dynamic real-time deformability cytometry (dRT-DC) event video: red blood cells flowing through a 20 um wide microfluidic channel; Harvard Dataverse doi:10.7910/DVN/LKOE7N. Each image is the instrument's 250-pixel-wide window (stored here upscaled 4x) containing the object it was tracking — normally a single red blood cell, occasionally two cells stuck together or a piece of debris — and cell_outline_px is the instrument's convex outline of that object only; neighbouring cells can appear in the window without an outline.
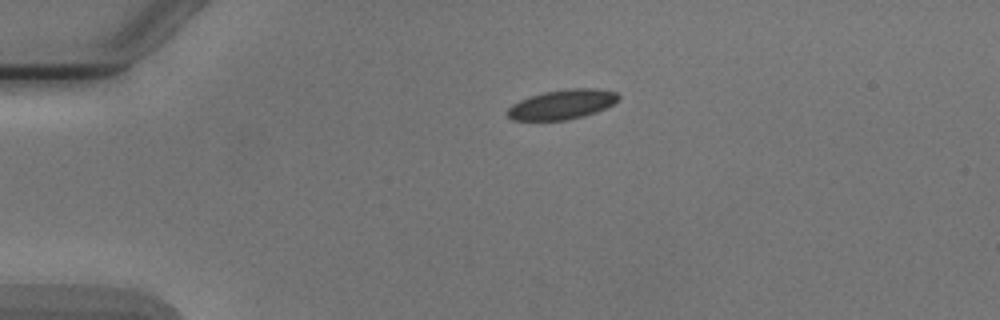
{"species": "Egyptian fruit bat (a non-hibernating species)", "species_latin": "Rousettus aegyptiacus", "temperature_condition": "cold", "stored_images_in_passage": 5, "camera_frame_rate_fps": 3000, "um_per_image_px": 0.085, "animal": {"sex": "male"}, "frame": {"image": 1, "passage_image": 5, "time_ms": 5.667, "image_size_px": [1000, 320], "cell_outline_px": [[620, 100], [596, 112], [584, 116], [568, 120], [512, 120], [508, 116], [508, 108], [512, 104], [528, 96], [544, 92], [568, 88], [600, 88], [616, 92], [620, 96]], "centroid_in_image_um": [47.8, 8.86], "position_along_channel_um": 37.2, "area_um2": 19.31}}